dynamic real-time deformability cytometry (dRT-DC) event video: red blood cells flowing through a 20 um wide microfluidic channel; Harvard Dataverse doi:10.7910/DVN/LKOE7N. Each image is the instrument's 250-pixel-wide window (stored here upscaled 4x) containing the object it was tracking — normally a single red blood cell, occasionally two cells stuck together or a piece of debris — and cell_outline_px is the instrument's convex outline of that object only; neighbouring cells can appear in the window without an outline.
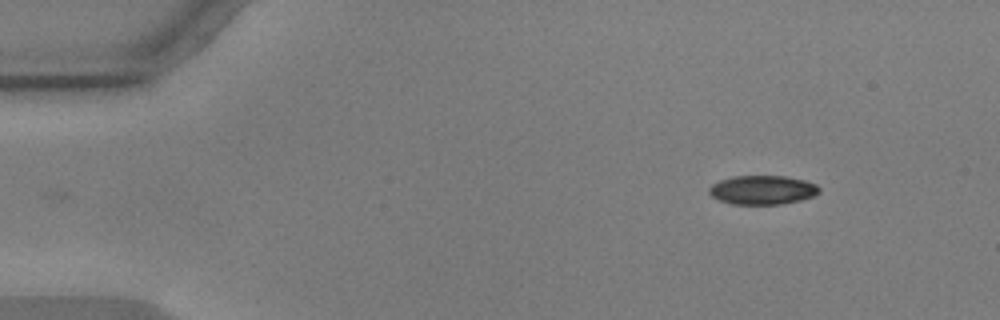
{"species": "common noctule bat (a hibernating species)", "species_latin": "Nyctalus noctula", "temperature_condition": "warm", "stored_images_in_passage": 50, "camera_frame_rate_fps": 3000, "um_per_image_px": 0.085, "animal": {"sex": "male", "body_mass_g": 17.9, "forearm_length_mm": 54.2}, "frame": {"image": 1, "passage_image": 1, "time_ms": 0.0, "image_size_px": [1000, 320], "cell_outline_px": [[820, 192], [812, 196], [800, 200], [780, 204], [732, 204], [720, 200], [712, 196], [708, 192], [708, 188], [712, 184], [720, 180], [732, 176], [784, 176], [804, 180], [816, 184], [820, 188]], "centroid_in_image_um": [64.79, 16.14], "position_along_channel_um": 20.2, "area_um2": 18.55}}
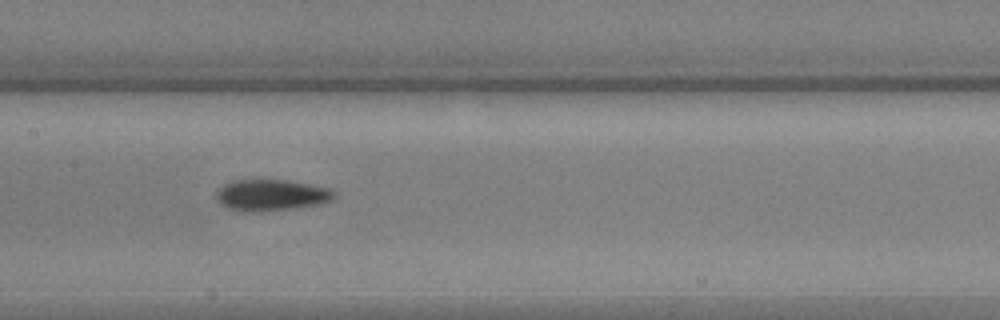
{"frame": {"image": 2, "passage_image": 22, "time_ms": 7.0, "image_size_px": [1000, 320], "cell_outline_px": [[336, 196], [332, 200], [320, 204], [292, 208], [260, 212], [244, 212], [228, 208], [220, 204], [216, 200], [216, 192], [224, 184], [232, 180], [284, 180], [308, 184], [328, 188], [336, 192]], "centroid_in_image_um": [23.03, 16.59], "position_along_channel_um": 184.4, "area_um2": 21.56}}
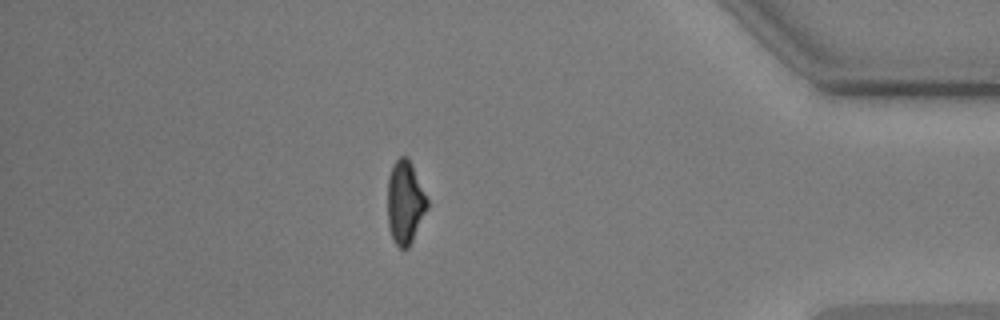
{"frame": {"image": 3, "passage_image": 43, "time_ms": 14.0, "image_size_px": [1000, 320], "cell_outline_px": [[428, 208], [408, 248], [400, 248], [392, 240], [388, 224], [388, 176], [392, 164], [400, 156], [408, 156], [412, 164], [428, 200]], "centroid_in_image_um": [34.42, 17.18], "position_along_channel_um": 400.8, "area_um2": 19.25}, "authors_computed_cell_mechanics": {"area_um2": 20.3745, "velocity_mm_per_s": 3.6123, "shape_relaxation_time_tau1_ms": 5.575, "shape_relaxation_time_tau2_ms": 2.5539, "deformation_change_tau1": 0.21, "deformation_change_tau2": 0.0888}}